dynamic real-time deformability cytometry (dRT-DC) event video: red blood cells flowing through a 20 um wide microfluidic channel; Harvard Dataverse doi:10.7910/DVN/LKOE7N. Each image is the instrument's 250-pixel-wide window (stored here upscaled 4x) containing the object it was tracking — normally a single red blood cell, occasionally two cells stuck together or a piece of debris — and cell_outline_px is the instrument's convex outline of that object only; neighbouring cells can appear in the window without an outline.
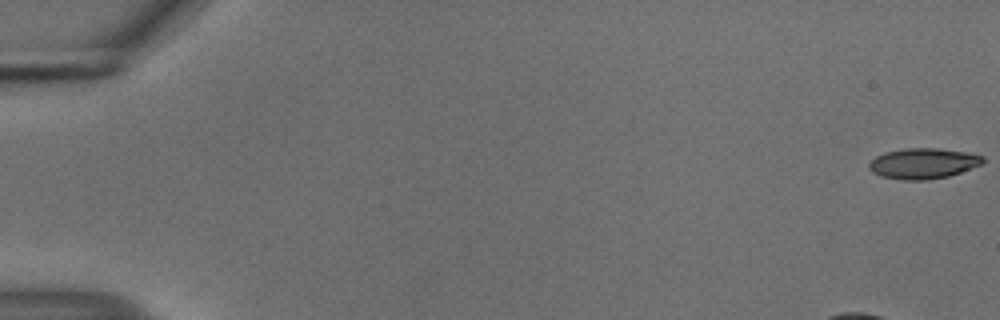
{"species": "common noctule bat (a hibernating species)", "species_latin": "Nyctalus noctula", "temperature_condition": "cold", "stored_images_in_passage": 55, "camera_frame_rate_fps": 3000, "um_per_image_px": 0.085, "animal": {"sex": "male", "body_mass_g": 18.8}, "frame": {"image": 1, "passage_image": 1, "time_ms": 0.0, "image_size_px": [1000, 320], "cell_outline_px": [[984, 164], [948, 176], [928, 180], [900, 180], [880, 176], [872, 172], [868, 168], [868, 164], [876, 156], [884, 152], [908, 148], [936, 148], [964, 152], [984, 156]], "centroid_in_image_um": [78.45, 13.9], "position_along_channel_um": 6.5, "area_um2": 20.35}}